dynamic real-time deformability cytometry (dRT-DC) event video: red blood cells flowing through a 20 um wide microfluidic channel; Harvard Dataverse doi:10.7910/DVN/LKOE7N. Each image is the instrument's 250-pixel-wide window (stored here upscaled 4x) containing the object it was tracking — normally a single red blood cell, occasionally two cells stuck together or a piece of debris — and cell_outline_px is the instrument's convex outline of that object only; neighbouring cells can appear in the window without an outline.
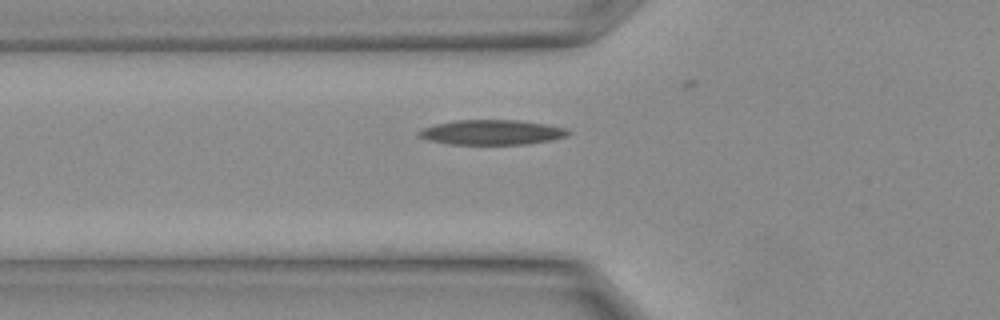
{"species": "Egyptian fruit bat (a non-hibernating species)", "species_latin": "Rousettus aegyptiacus", "temperature_condition": "warm", "stored_images_in_passage": 6, "camera_frame_rate_fps": 3000, "um_per_image_px": 0.085, "animal": {"sex": "female"}, "frame": {"image": 1, "passage_image": 3, "time_ms": 0.667, "image_size_px": [1000, 320], "cell_outline_px": [[572, 132], [564, 136], [548, 140], [524, 144], [448, 144], [428, 140], [420, 136], [416, 132], [424, 128], [436, 124], [456, 120], [516, 120], [544, 124], [564, 128]], "centroid_in_image_um": [41.75, 11.24], "position_along_channel_um": 84.0, "area_um2": 21.27}}